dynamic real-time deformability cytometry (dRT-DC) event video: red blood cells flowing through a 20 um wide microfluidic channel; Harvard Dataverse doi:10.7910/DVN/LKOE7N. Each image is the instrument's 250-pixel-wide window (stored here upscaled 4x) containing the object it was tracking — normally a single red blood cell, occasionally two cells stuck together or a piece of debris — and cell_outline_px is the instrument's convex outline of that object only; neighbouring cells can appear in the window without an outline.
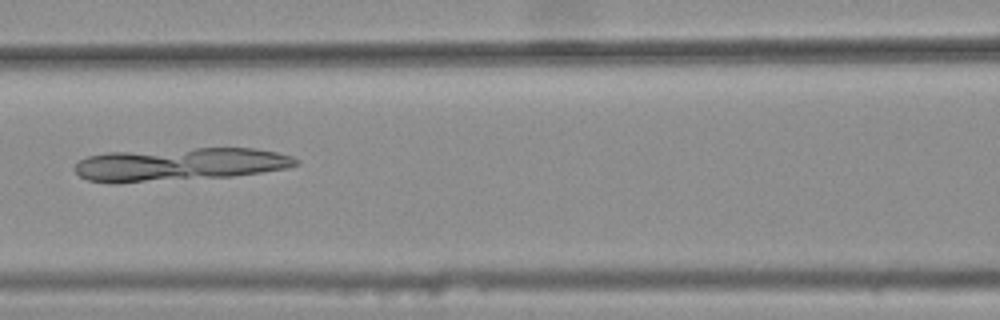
{"species": "common noctule bat (a hibernating species)", "species_latin": "Nyctalus noctula", "temperature_condition": "warm", "stored_images_in_passage": 46, "camera_frame_rate_fps": 3000, "um_per_image_px": 0.085, "animal": {"sex": "female", "body_mass_g": 25.1}, "frame": {"image": 1, "passage_image": 23, "time_ms": 7.333, "image_size_px": [1000, 320], "cell_outline_px": [[300, 164], [288, 168], [232, 176], [112, 184], [88, 180], [80, 176], [72, 168], [80, 160], [88, 156], [108, 152], [196, 148], [252, 148], [276, 152], [292, 156], [300, 160]], "centroid_in_image_um": [15.25, 13.97], "position_along_channel_um": 151.3, "area_um2": 42.77}}
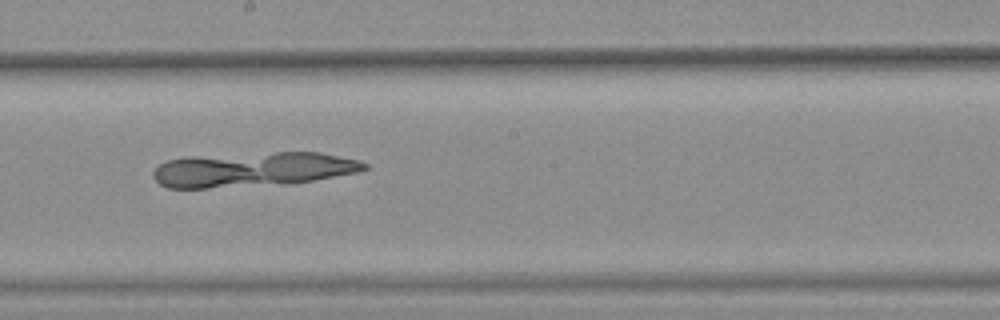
{"frame": {"image": 2, "passage_image": 29, "time_ms": 9.333, "image_size_px": [1000, 320], "cell_outline_px": [[368, 168], [360, 172], [288, 184], [208, 188], [168, 188], [160, 184], [152, 176], [152, 172], [160, 164], [168, 160], [184, 156], [276, 152], [320, 152], [360, 160], [368, 164]], "centroid_in_image_um": [21.49, 14.4], "position_along_channel_um": 226.7, "area_um2": 42.95}}